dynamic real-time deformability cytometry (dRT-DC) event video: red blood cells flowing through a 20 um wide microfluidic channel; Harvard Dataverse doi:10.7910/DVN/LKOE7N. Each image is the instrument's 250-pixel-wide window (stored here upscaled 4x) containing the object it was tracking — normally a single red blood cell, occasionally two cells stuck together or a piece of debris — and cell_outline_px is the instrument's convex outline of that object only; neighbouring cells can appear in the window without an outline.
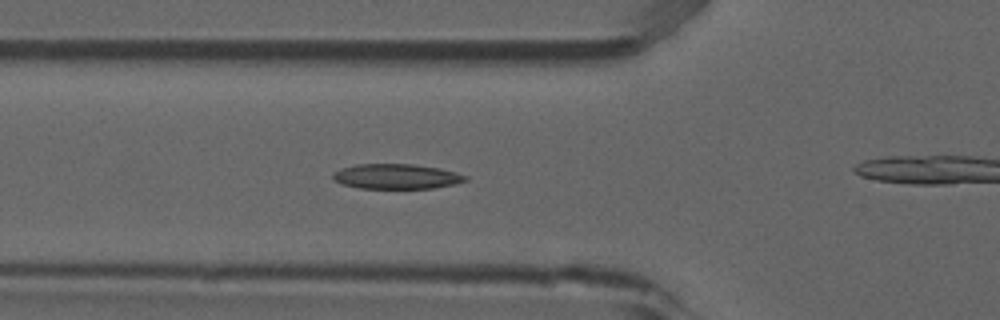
{"species": "common noctule bat (a hibernating species)", "species_latin": "Nyctalus noctula", "temperature_condition": "room temperature", "stored_images_in_passage": 43, "camera_frame_rate_fps": 3000, "um_per_image_px": 0.085, "animal": {"sex": "male", "forearm_length_mm": 52.5}, "frame": {"image": 1, "passage_image": 19, "time_ms": 6.0, "image_size_px": [1000, 320], "cell_outline_px": [[468, 180], [452, 184], [432, 188], [360, 188], [344, 184], [332, 180], [332, 172], [340, 168], [356, 164], [412, 164], [440, 168], [456, 172], [468, 176]], "centroid_in_image_um": [33.66, 14.99], "position_along_channel_um": 92.1, "area_um2": 19.31}}